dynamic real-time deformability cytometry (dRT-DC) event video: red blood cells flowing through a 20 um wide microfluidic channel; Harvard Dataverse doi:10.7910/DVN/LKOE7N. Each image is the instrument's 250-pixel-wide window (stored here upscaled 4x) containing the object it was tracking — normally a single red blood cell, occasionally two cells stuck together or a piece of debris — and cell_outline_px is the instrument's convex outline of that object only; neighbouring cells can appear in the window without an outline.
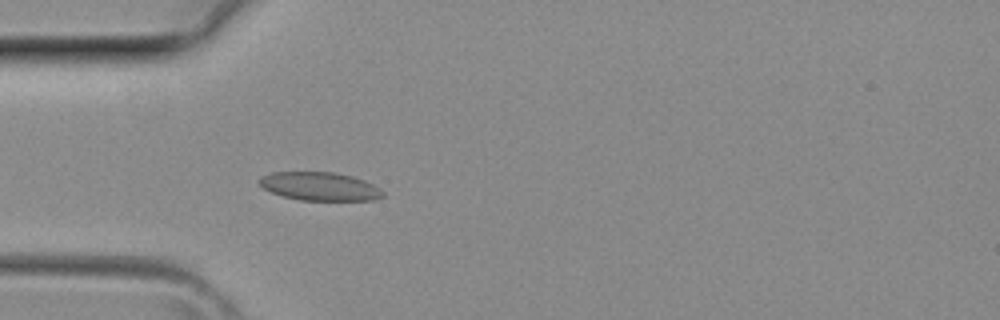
{"species": "common noctule bat (a hibernating species)", "species_latin": "Nyctalus noctula", "temperature_condition": "room temperature", "stored_images_in_passage": 33, "camera_frame_rate_fps": 3000, "um_per_image_px": 0.085, "animal": {"sex": "female", "body_mass_g": 29.2, "forearm_length_mm": 56.3}, "frame": {"image": 1, "passage_image": 10, "time_ms": 3.0, "image_size_px": [1000, 320], "cell_outline_px": [[384, 196], [372, 200], [300, 200], [284, 196], [272, 192], [264, 188], [256, 180], [260, 176], [272, 172], [332, 172], [352, 176], [364, 180], [380, 188], [384, 192]], "centroid_in_image_um": [27.17, 15.83], "position_along_channel_um": 57.8, "area_um2": 20.4}}
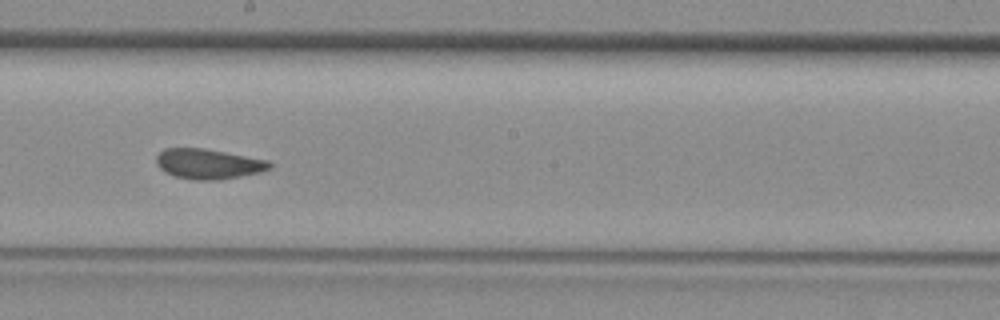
{"frame": {"image": 2, "passage_image": 20, "time_ms": 6.333, "image_size_px": [1000, 320], "cell_outline_px": [[272, 168], [260, 172], [220, 180], [192, 180], [176, 176], [164, 172], [156, 164], [156, 156], [164, 148], [204, 148], [268, 160], [272, 164]], "centroid_in_image_um": [17.7, 13.93], "position_along_channel_um": 230.5, "area_um2": 19.94}}
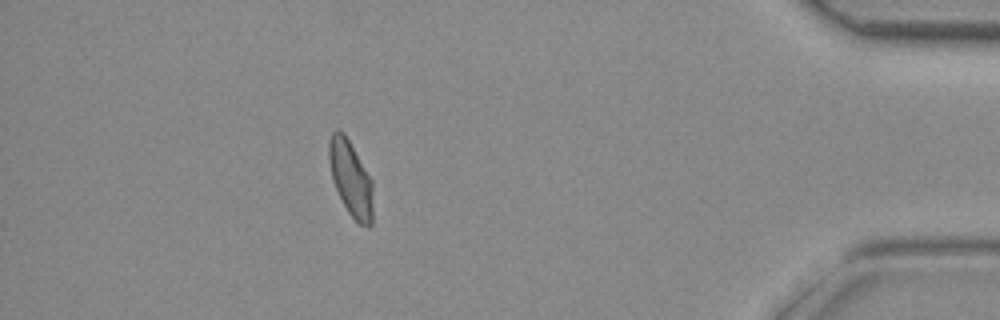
{"frame": {"image": 3, "passage_image": 33, "time_ms": 10.667, "image_size_px": [1000, 320], "cell_outline_px": [[372, 224], [368, 228], [360, 224], [348, 212], [332, 180], [328, 156], [328, 144], [332, 132], [336, 128], [344, 132], [372, 180]], "centroid_in_image_um": [29.8, 15.15], "position_along_channel_um": 405.4, "area_um2": 19.19}}